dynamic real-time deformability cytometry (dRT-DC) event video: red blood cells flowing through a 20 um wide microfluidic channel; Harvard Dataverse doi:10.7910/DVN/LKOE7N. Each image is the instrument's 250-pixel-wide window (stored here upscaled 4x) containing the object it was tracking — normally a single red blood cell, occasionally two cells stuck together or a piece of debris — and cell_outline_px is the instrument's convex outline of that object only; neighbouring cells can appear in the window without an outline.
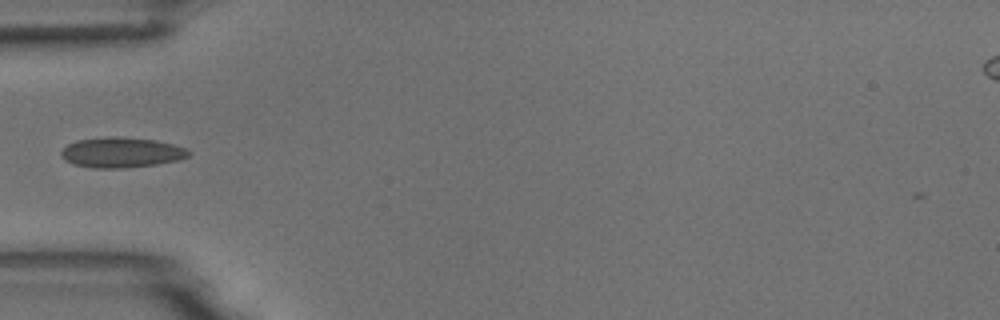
{"species": "common noctule bat (a hibernating species)", "species_latin": "Nyctalus noctula", "temperature_condition": "room temperature", "stored_images_in_passage": 37, "camera_frame_rate_fps": 3000, "um_per_image_px": 0.085, "animal": {"sex": "male", "body_mass_g": 18.8}, "frame": {"image": 1, "passage_image": 1, "time_ms": 0.0, "image_size_px": [1000, 320], "cell_outline_px": [[192, 152], [188, 156], [180, 160], [156, 164], [124, 168], [92, 168], [72, 164], [64, 160], [60, 156], [60, 152], [68, 144], [76, 140], [108, 136], [116, 136], [156, 140], [188, 148]], "centroid_in_image_um": [10.31, 12.96], "position_along_channel_um": 74.7, "area_um2": 22.77}}
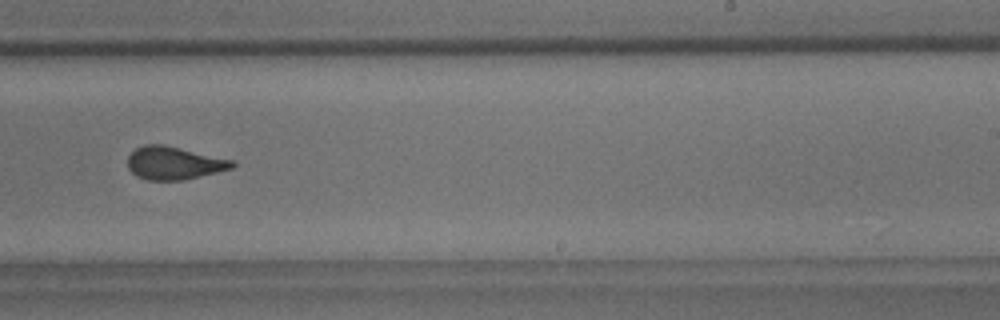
{"frame": {"image": 2, "passage_image": 17, "time_ms": 5.333, "image_size_px": [1000, 320], "cell_outline_px": [[236, 164], [232, 168], [184, 180], [148, 180], [136, 176], [128, 168], [128, 156], [136, 148], [144, 144], [164, 144], [236, 160]], "centroid_in_image_um": [14.81, 13.85], "position_along_channel_um": 274.2, "area_um2": 20.23}}
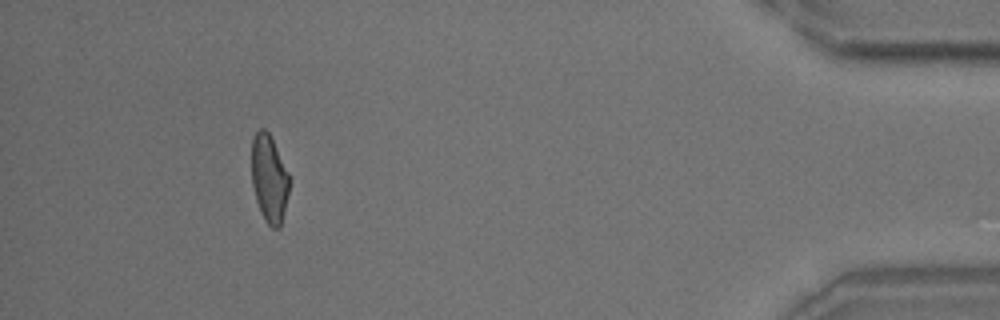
{"frame": {"image": 3, "passage_image": 33, "time_ms": 10.667, "image_size_px": [1000, 320], "cell_outline_px": [[288, 192], [280, 228], [272, 228], [264, 220], [260, 212], [256, 200], [252, 184], [252, 140], [256, 132], [260, 128], [264, 128], [268, 132], [288, 172]], "centroid_in_image_um": [22.86, 15.2], "position_along_channel_um": 412.3, "area_um2": 18.9}}